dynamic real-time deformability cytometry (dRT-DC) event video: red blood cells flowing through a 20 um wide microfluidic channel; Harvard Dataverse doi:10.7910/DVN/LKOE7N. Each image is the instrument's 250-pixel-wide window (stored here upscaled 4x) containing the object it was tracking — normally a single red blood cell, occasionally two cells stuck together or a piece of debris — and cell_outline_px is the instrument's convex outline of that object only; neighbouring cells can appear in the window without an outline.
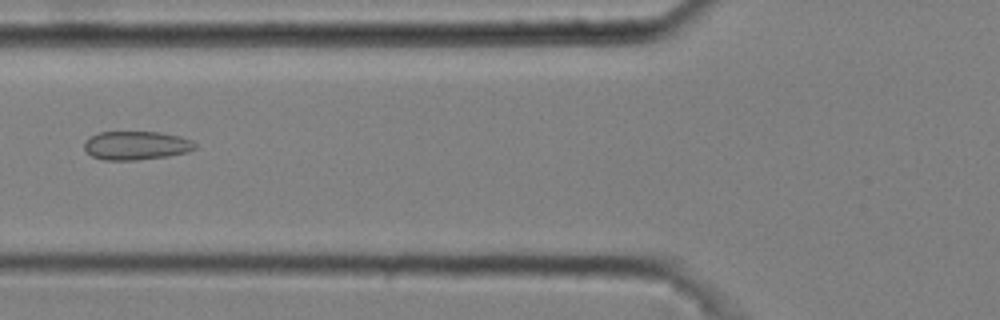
{"species": "common noctule bat (a hibernating species)", "species_latin": "Nyctalus noctula", "temperature_condition": "cold", "stored_images_in_passage": 9, "camera_frame_rate_fps": 3000, "um_per_image_px": 0.085, "animal": {"sex": "male", "body_mass_g": 20.4}, "frame": {"image": 1, "passage_image": 6, "time_ms": 1.667, "image_size_px": [1000, 320], "cell_outline_px": [[196, 148], [188, 152], [168, 156], [136, 160], [104, 160], [92, 156], [84, 148], [84, 140], [100, 132], [160, 132], [180, 136], [192, 140], [196, 144]], "centroid_in_image_um": [11.6, 12.36], "position_along_channel_um": 114.2, "area_um2": 18.55}}
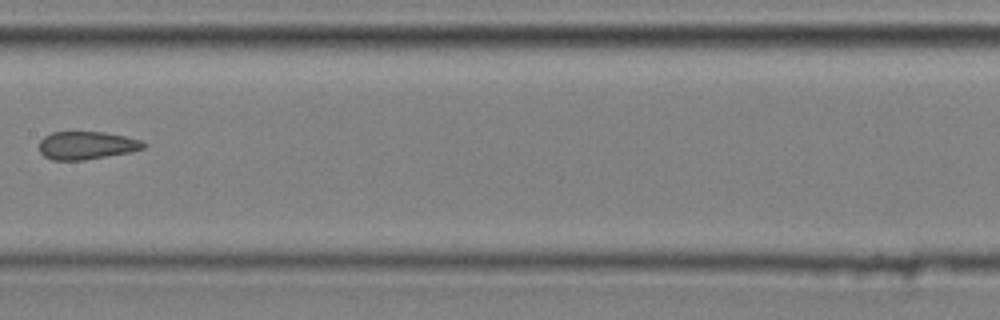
{"frame": {"image": 2, "passage_image": 8, "time_ms": 2.333, "image_size_px": [1000, 320], "cell_outline_px": [[148, 144], [144, 148], [128, 152], [84, 160], [52, 160], [44, 156], [40, 152], [40, 140], [44, 136], [52, 132], [104, 132], [124, 136], [140, 140]], "centroid_in_image_um": [7.34, 12.35], "position_along_channel_um": 200.1, "area_um2": 16.88}}
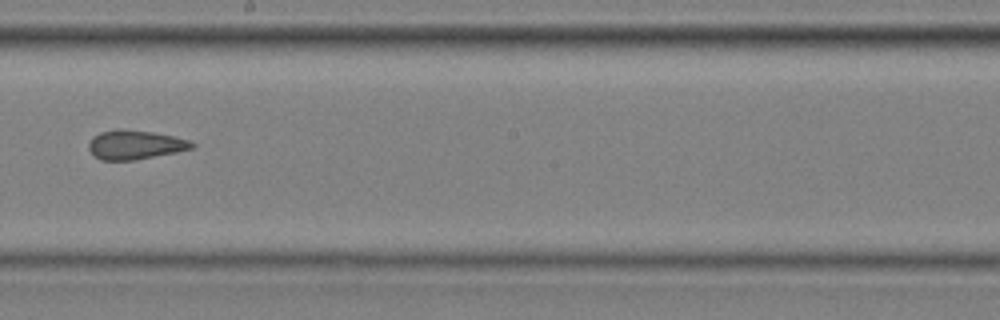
{"frame": {"image": 3, "passage_image": 9, "time_ms": 2.667, "image_size_px": [1000, 320], "cell_outline_px": [[196, 144], [192, 148], [176, 152], [132, 160], [100, 160], [88, 148], [88, 144], [92, 136], [100, 132], [116, 128], [120, 128], [152, 132], [192, 140]], "centroid_in_image_um": [11.47, 12.28], "position_along_channel_um": 236.7, "area_um2": 17.51}}